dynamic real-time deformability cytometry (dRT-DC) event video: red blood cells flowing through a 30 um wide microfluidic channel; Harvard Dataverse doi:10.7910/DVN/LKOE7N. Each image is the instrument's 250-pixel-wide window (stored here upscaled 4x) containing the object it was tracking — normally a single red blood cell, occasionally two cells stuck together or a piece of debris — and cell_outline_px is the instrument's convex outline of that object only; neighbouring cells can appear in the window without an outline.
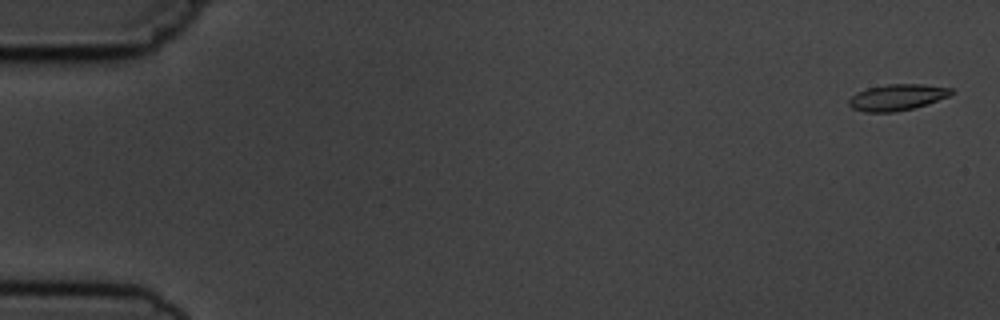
{"species": "common noctule bat (a hibernating species)", "species_latin": "Nyctalus noctula", "temperature_condition": "cold", "stored_images_in_passage": 3, "camera_frame_rate_fps": 3000, "um_per_image_px": 0.085, "animal": {"sex": "male", "body_mass_g": 19.5, "forearm_length_mm": 54.6}, "frame": {"image": 1, "passage_image": 1, "time_ms": 0.0, "image_size_px": [1000, 320], "cell_outline_px": [[956, 92], [948, 96], [912, 108], [892, 112], [864, 112], [852, 108], [848, 104], [848, 100], [856, 92], [868, 88], [888, 84], [920, 84], [952, 88]], "centroid_in_image_um": [76.22, 8.26], "position_along_channel_um": 8.8, "area_um2": 15.43}}